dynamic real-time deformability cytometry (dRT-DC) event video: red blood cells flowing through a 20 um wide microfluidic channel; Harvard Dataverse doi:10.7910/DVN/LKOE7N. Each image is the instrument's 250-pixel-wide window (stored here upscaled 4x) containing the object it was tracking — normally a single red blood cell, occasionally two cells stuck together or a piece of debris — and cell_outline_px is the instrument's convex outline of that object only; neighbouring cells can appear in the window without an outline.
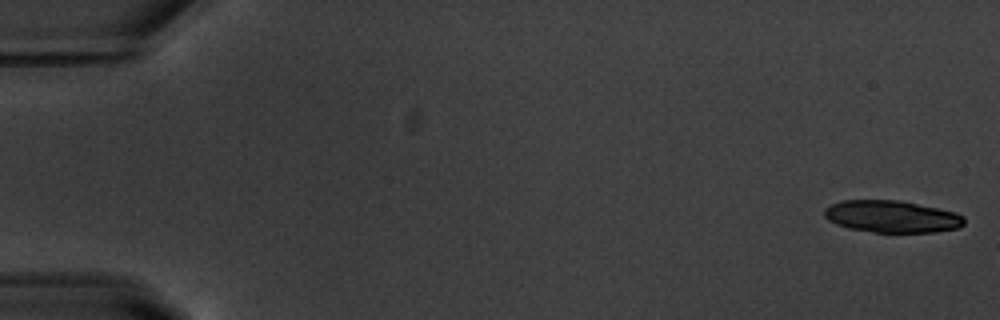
{"species": "common noctule bat (a hibernating species)", "species_latin": "Nyctalus noctula", "temperature_condition": "warm", "stored_images_in_passage": 9, "camera_frame_rate_fps": 3000, "um_per_image_px": 0.085, "animal": {"sex": "male", "body_mass_g": 20.1, "forearm_length_mm": 53.5}, "frame": {"image": 1, "passage_image": 1, "time_ms": 0.0, "image_size_px": [1000, 320], "cell_outline_px": [[964, 224], [960, 228], [936, 232], [872, 232], [848, 228], [836, 224], [828, 220], [824, 216], [824, 208], [840, 200], [896, 200], [956, 212], [964, 216]], "centroid_in_image_um": [75.79, 18.41], "position_along_channel_um": 9.2, "area_um2": 26.13}}